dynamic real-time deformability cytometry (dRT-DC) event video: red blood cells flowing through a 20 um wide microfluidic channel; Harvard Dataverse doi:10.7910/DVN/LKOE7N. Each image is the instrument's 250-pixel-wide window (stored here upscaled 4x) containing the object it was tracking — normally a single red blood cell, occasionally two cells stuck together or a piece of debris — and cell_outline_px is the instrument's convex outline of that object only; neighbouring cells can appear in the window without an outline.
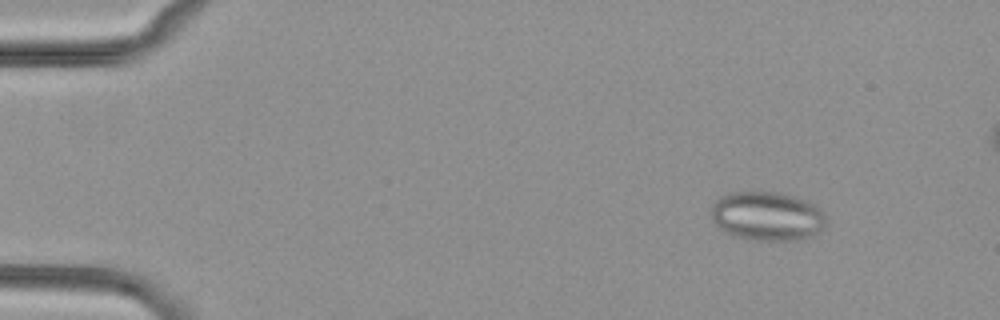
{"species": "common noctule bat (a hibernating species)", "species_latin": "Nyctalus noctula", "temperature_condition": "cold", "stored_images_in_passage": 4, "camera_frame_rate_fps": 3000, "um_per_image_px": 0.085, "animal": {"sex": "female", "body_mass_g": 29.2, "forearm_length_mm": 56.3}, "frame": {"image": 1, "passage_image": 1, "time_ms": 0.0, "image_size_px": [1000, 320], "cell_outline_px": [[828, 224], [824, 228], [812, 236], [796, 240], [752, 240], [732, 236], [724, 232], [708, 216], [712, 204], [720, 196], [728, 192], [780, 192], [804, 200], [812, 204], [824, 212], [828, 220]], "centroid_in_image_um": [65.18, 18.38], "position_along_channel_um": 19.8, "area_um2": 33.35}}